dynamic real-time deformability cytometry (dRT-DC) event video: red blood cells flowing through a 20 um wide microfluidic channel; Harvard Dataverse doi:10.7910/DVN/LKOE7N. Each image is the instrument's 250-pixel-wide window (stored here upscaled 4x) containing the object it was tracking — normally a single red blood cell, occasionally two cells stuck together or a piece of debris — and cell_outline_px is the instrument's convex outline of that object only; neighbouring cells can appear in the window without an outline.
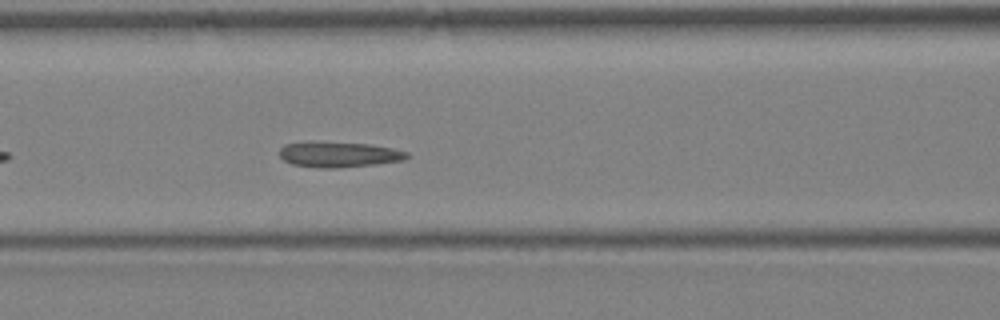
{"species": "Egyptian fruit bat (a non-hibernating species)", "species_latin": "Rousettus aegyptiacus", "temperature_condition": "warm", "stored_images_in_passage": 20, "camera_frame_rate_fps": 3000, "um_per_image_px": 0.085, "animal": {"sex": "female"}, "frame": {"image": 1, "passage_image": 15, "time_ms": 4.667, "image_size_px": [1000, 320], "cell_outline_px": [[408, 156], [404, 160], [372, 164], [336, 168], [320, 168], [292, 164], [284, 160], [280, 156], [280, 148], [284, 144], [312, 140], [368, 144], [392, 148], [408, 152]], "centroid_in_image_um": [28.74, 13.1], "position_along_channel_um": 137.9, "area_um2": 19.07}}
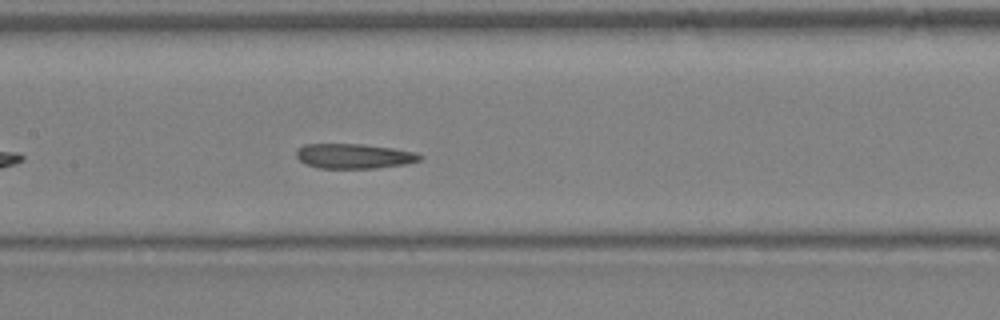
{"frame": {"image": 2, "passage_image": 17, "time_ms": 5.333, "image_size_px": [1000, 320], "cell_outline_px": [[424, 156], [420, 160], [404, 164], [376, 168], [320, 168], [304, 164], [296, 156], [296, 152], [304, 144], [360, 144], [392, 148], [416, 152]], "centroid_in_image_um": [30.09, 13.27], "position_along_channel_um": 177.3, "area_um2": 17.8}}
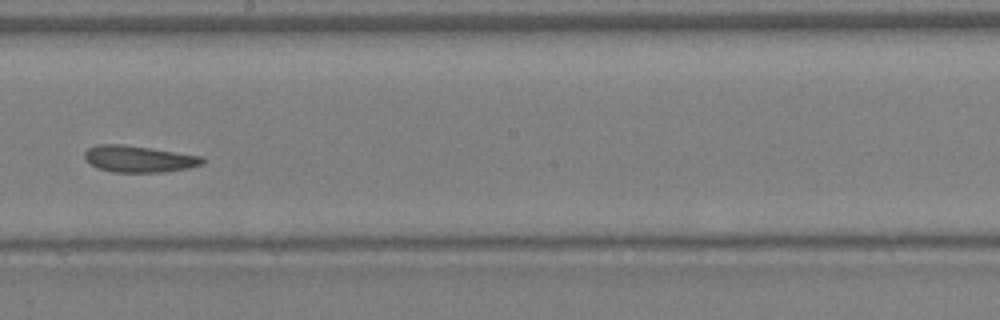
{"frame": {"image": 3, "passage_image": 20, "time_ms": 6.333, "image_size_px": [1000, 320], "cell_outline_px": [[204, 164], [188, 168], [164, 172], [112, 172], [100, 168], [92, 164], [84, 156], [84, 152], [88, 148], [100, 144], [120, 144], [204, 156]], "centroid_in_image_um": [11.85, 13.51], "position_along_channel_um": 236.4, "area_um2": 18.03}}